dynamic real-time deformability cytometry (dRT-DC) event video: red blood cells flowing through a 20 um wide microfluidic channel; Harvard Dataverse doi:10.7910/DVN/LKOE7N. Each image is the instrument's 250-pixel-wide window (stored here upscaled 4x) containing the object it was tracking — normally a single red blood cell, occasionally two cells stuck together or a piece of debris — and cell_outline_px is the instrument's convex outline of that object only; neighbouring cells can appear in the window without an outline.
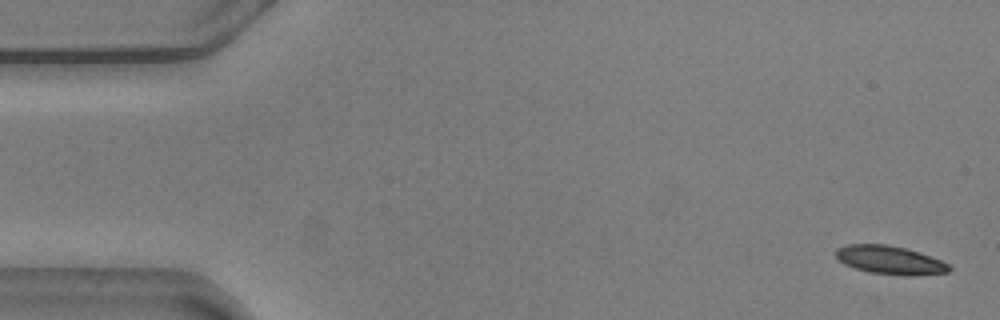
{"species": "common noctule bat (a hibernating species)", "species_latin": "Nyctalus noctula", "temperature_condition": "warm", "stored_images_in_passage": 13, "camera_frame_rate_fps": 3000, "um_per_image_px": 0.085, "animal": {"sex": "male", "body_mass_g": 20.5, "forearm_length_mm": 52.5}, "frame": {"image": 1, "passage_image": 2, "time_ms": 0.333, "image_size_px": [1000, 320], "cell_outline_px": [[952, 268], [948, 272], [908, 276], [868, 272], [844, 264], [836, 256], [836, 248], [848, 244], [884, 244], [904, 248], [920, 252], [940, 260], [948, 264]], "centroid_in_image_um": [75.64, 22.1], "position_along_channel_um": 9.4, "area_um2": 18.61}}